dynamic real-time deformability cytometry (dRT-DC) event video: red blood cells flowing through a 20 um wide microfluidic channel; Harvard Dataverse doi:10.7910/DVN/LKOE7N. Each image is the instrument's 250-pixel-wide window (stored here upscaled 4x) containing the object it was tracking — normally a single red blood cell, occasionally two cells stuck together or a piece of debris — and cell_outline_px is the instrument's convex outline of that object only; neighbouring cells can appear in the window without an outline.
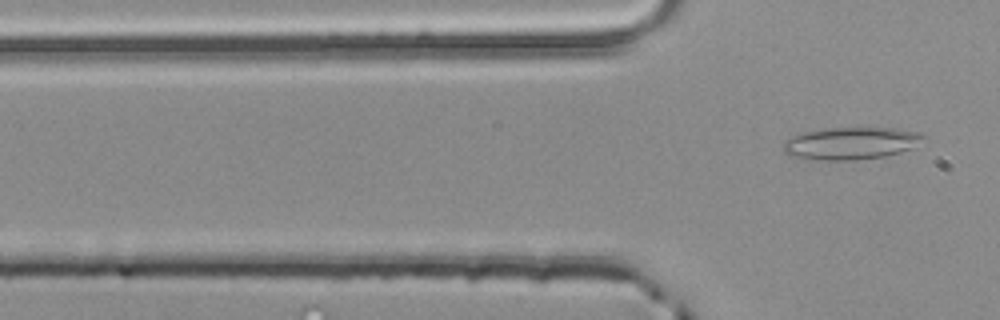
{"species": "common noctule bat (a hibernating species)", "species_latin": "Nyctalus noctula", "temperature_condition": "room temperature", "stored_images_in_passage": 4, "camera_frame_rate_fps": 3000, "um_per_image_px": 0.085, "animal": {"sex": "male", "body_mass_g": 20.4}, "frame": {"image": 1, "passage_image": 4, "time_ms": 1.0, "image_size_px": [1000, 320], "cell_outline_px": [[928, 136], [912, 148], [900, 152], [884, 156], [856, 160], [820, 160], [788, 156], [784, 152], [784, 140], [800, 132], [824, 128], [900, 128], [920, 132]], "centroid_in_image_um": [72.33, 12.17], "position_along_channel_um": 53.5, "area_um2": 26.7}}